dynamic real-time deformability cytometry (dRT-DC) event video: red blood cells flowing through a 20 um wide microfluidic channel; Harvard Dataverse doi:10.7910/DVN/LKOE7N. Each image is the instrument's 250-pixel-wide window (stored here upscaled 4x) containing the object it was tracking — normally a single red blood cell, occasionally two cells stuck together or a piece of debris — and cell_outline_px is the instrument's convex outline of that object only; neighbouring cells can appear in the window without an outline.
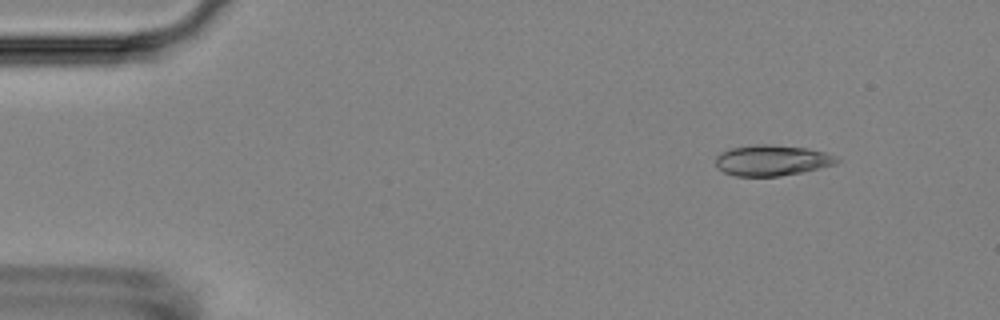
{"species": "Egyptian fruit bat (a non-hibernating species)", "species_latin": "Rousettus aegyptiacus", "temperature_condition": "room temperature", "stored_images_in_passage": 5, "camera_frame_rate_fps": 3000, "um_per_image_px": 0.085, "animal": {"sex": "female"}, "frame": {"image": 1, "passage_image": 2, "time_ms": 1.0, "image_size_px": [1000, 320], "cell_outline_px": [[840, 160], [836, 164], [800, 172], [780, 176], [736, 176], [724, 172], [716, 164], [716, 156], [720, 152], [728, 148], [756, 144], [768, 144], [808, 148], [824, 152], [836, 156]], "centroid_in_image_um": [65.6, 13.62], "position_along_channel_um": 19.4, "area_um2": 21.68}}
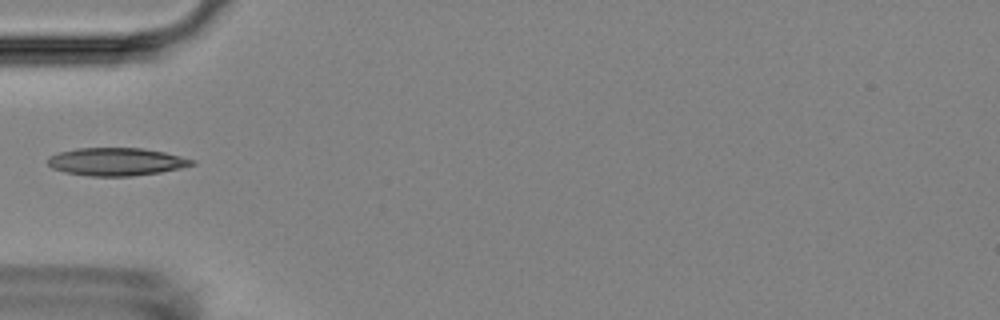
{"frame": {"image": 2, "passage_image": 5, "time_ms": 5.0, "image_size_px": [1000, 320], "cell_outline_px": [[196, 164], [180, 168], [160, 172], [132, 176], [88, 176], [64, 172], [52, 168], [48, 164], [48, 156], [60, 152], [76, 148], [144, 148], [164, 152], [196, 160]], "centroid_in_image_um": [9.89, 13.74], "position_along_channel_um": 75.1, "area_um2": 23.47}}